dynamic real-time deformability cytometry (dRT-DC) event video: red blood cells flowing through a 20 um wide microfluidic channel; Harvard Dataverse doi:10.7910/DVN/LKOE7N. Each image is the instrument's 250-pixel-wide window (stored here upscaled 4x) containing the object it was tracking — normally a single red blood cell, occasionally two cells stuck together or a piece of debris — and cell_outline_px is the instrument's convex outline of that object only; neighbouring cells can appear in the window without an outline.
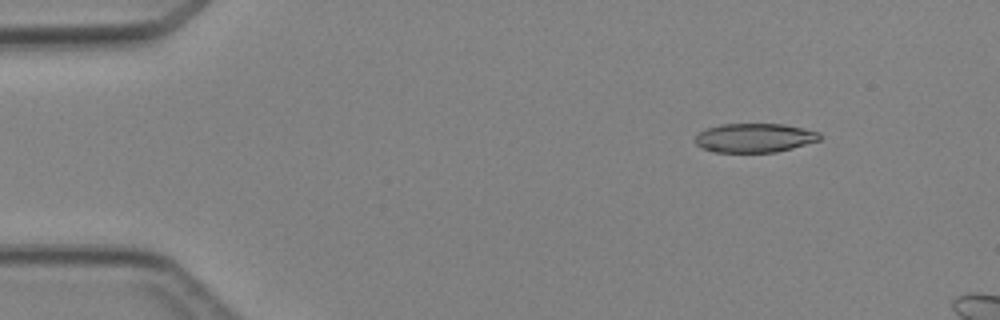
{"species": "Egyptian fruit bat (a non-hibernating species)", "species_latin": "Rousettus aegyptiacus", "temperature_condition": "cold", "stored_images_in_passage": 4, "camera_frame_rate_fps": 3000, "um_per_image_px": 0.085, "animal": {"sex": "female"}, "frame": {"image": 1, "passage_image": 2, "time_ms": 1.0, "image_size_px": [1000, 320], "cell_outline_px": [[820, 140], [792, 148], [776, 152], [712, 152], [696, 144], [696, 136], [700, 132], [708, 128], [720, 124], [784, 124], [804, 128], [820, 132]], "centroid_in_image_um": [64.16, 11.71], "position_along_channel_um": 20.8, "area_um2": 20.98}}